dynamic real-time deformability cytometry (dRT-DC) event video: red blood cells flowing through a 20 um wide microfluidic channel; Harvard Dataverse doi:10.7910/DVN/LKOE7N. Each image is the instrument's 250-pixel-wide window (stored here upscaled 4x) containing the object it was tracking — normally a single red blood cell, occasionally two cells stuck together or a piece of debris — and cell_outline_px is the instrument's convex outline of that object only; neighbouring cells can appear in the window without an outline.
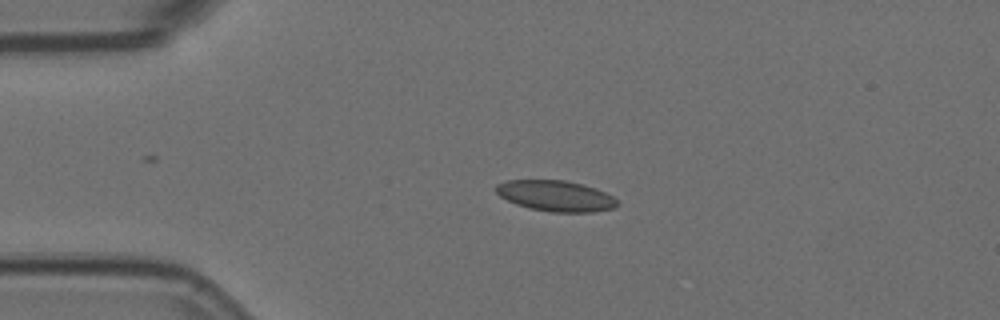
{"species": "Egyptian fruit bat (a non-hibernating species)", "species_latin": "Rousettus aegyptiacus", "temperature_condition": "room temperature", "stored_images_in_passage": 4, "camera_frame_rate_fps": 3000, "um_per_image_px": 0.085, "animal": {"sex": "female"}, "frame": {"image": 1, "passage_image": 4, "time_ms": 1.0, "image_size_px": [1000, 320], "cell_outline_px": [[616, 208], [592, 212], [552, 212], [528, 208], [516, 204], [500, 196], [496, 192], [496, 184], [504, 180], [564, 180], [584, 184], [596, 188], [612, 196], [616, 200]], "centroid_in_image_um": [47.22, 16.64], "position_along_channel_um": 37.8, "area_um2": 21.79}}